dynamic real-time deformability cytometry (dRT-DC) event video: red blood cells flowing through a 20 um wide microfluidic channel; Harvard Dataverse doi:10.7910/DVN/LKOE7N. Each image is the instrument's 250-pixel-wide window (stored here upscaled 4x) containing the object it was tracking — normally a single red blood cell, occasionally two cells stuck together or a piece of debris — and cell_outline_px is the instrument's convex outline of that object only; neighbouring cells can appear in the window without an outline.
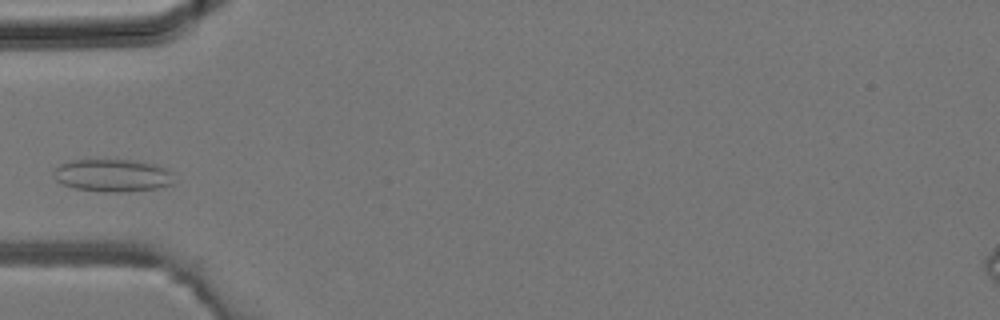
{"species": "common noctule bat (a hibernating species)", "species_latin": "Nyctalus noctula", "temperature_condition": "room temperature", "stored_images_in_passage": 5, "camera_frame_rate_fps": 3000, "um_per_image_px": 0.085, "animal": {"sex": "male", "body_mass_g": 19.2, "forearm_length_mm": 51.8}, "frame": {"image": 1, "passage_image": 5, "time_ms": 1.333, "image_size_px": [1000, 320], "cell_outline_px": [[172, 184], [156, 188], [124, 192], [104, 192], [76, 188], [64, 184], [56, 180], [52, 172], [60, 164], [68, 160], [136, 160], [156, 164], [164, 168], [168, 172]], "centroid_in_image_um": [9.51, 14.9], "position_along_channel_um": 75.5, "area_um2": 22.6}}